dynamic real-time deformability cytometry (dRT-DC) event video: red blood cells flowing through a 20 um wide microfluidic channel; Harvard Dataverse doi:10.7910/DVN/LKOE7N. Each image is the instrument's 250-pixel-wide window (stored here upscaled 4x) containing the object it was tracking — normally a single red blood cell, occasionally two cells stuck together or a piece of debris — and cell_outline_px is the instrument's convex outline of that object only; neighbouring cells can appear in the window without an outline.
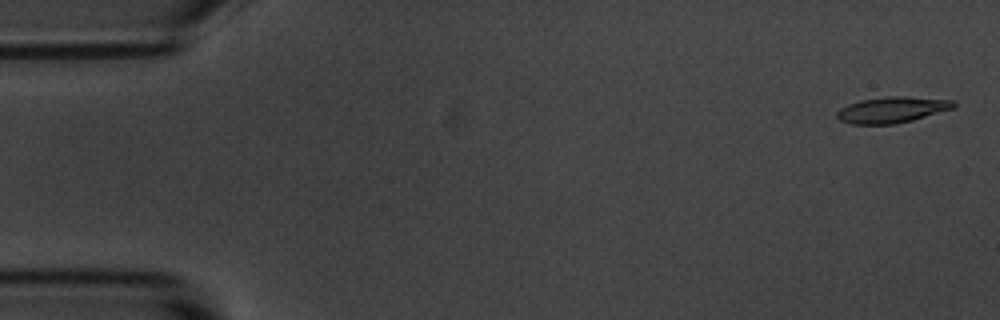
{"species": "common noctule bat (a hibernating species)", "species_latin": "Nyctalus noctula", "temperature_condition": "room temperature", "stored_images_in_passage": 6, "segment_of_instrument_passage": [1, 2], "camera_frame_rate_fps": 3000, "um_per_image_px": 0.085, "animal": {"sex": "male", "body_mass_g": 20.1, "forearm_length_mm": 53.5}, "frame": {"image": 1, "passage_image": 1, "time_ms": 0.0, "image_size_px": [1000, 320], "cell_outline_px": [[956, 104], [952, 108], [912, 120], [896, 124], [852, 124], [840, 120], [836, 116], [836, 112], [840, 108], [848, 104], [860, 100], [888, 96], [904, 96], [956, 100]], "centroid_in_image_um": [75.8, 9.32], "position_along_channel_um": 9.2, "area_um2": 17.63}}
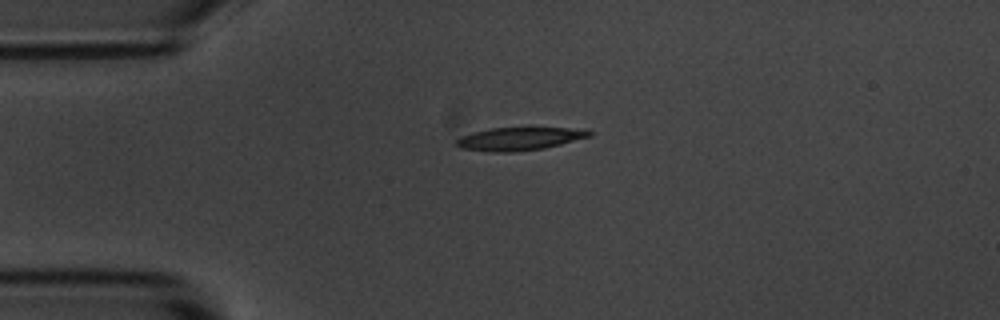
{"frame": {"image": 2, "passage_image": 4, "time_ms": 3.667, "image_size_px": [1000, 320], "cell_outline_px": [[592, 136], [544, 148], [512, 152], [488, 152], [460, 148], [452, 144], [460, 136], [492, 128], [528, 124], [584, 128], [592, 132]], "centroid_in_image_um": [44.22, 11.73], "position_along_channel_um": 40.8, "area_um2": 19.19}}